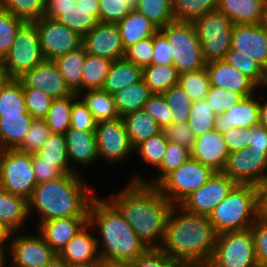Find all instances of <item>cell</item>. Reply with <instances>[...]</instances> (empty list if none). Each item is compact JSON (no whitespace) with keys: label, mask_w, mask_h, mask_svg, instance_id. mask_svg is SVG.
<instances>
[{"label":"cell","mask_w":267,"mask_h":267,"mask_svg":"<svg viewBox=\"0 0 267 267\" xmlns=\"http://www.w3.org/2000/svg\"><path fill=\"white\" fill-rule=\"evenodd\" d=\"M4 115H30L25 105L20 79L12 78L0 92V116Z\"/></svg>","instance_id":"b9f144b4"},{"label":"cell","mask_w":267,"mask_h":267,"mask_svg":"<svg viewBox=\"0 0 267 267\" xmlns=\"http://www.w3.org/2000/svg\"><path fill=\"white\" fill-rule=\"evenodd\" d=\"M162 95L171 109L172 123H187L193 101L186 92L176 85L162 93Z\"/></svg>","instance_id":"7dc6e473"},{"label":"cell","mask_w":267,"mask_h":267,"mask_svg":"<svg viewBox=\"0 0 267 267\" xmlns=\"http://www.w3.org/2000/svg\"><path fill=\"white\" fill-rule=\"evenodd\" d=\"M12 77L7 73L5 67L0 63V92L11 81Z\"/></svg>","instance_id":"8c879c8a"},{"label":"cell","mask_w":267,"mask_h":267,"mask_svg":"<svg viewBox=\"0 0 267 267\" xmlns=\"http://www.w3.org/2000/svg\"><path fill=\"white\" fill-rule=\"evenodd\" d=\"M215 116L216 114L206 98L193 101L187 123L195 138L215 129Z\"/></svg>","instance_id":"bcb514c9"},{"label":"cell","mask_w":267,"mask_h":267,"mask_svg":"<svg viewBox=\"0 0 267 267\" xmlns=\"http://www.w3.org/2000/svg\"><path fill=\"white\" fill-rule=\"evenodd\" d=\"M134 9L159 29L174 21L172 0H138Z\"/></svg>","instance_id":"ee69618b"},{"label":"cell","mask_w":267,"mask_h":267,"mask_svg":"<svg viewBox=\"0 0 267 267\" xmlns=\"http://www.w3.org/2000/svg\"><path fill=\"white\" fill-rule=\"evenodd\" d=\"M252 267H267V265H265V264H256V265H254Z\"/></svg>","instance_id":"67dfc351"},{"label":"cell","mask_w":267,"mask_h":267,"mask_svg":"<svg viewBox=\"0 0 267 267\" xmlns=\"http://www.w3.org/2000/svg\"><path fill=\"white\" fill-rule=\"evenodd\" d=\"M215 173L209 166L189 157L169 173L156 187L173 205H180L192 192L199 189Z\"/></svg>","instance_id":"9c48e42d"},{"label":"cell","mask_w":267,"mask_h":267,"mask_svg":"<svg viewBox=\"0 0 267 267\" xmlns=\"http://www.w3.org/2000/svg\"><path fill=\"white\" fill-rule=\"evenodd\" d=\"M250 230L254 240L256 262L267 265V222L258 217Z\"/></svg>","instance_id":"94428289"},{"label":"cell","mask_w":267,"mask_h":267,"mask_svg":"<svg viewBox=\"0 0 267 267\" xmlns=\"http://www.w3.org/2000/svg\"><path fill=\"white\" fill-rule=\"evenodd\" d=\"M88 224L102 236L97 244L106 264L133 262L147 250L119 210L106 198L93 197L88 209Z\"/></svg>","instance_id":"3957f363"},{"label":"cell","mask_w":267,"mask_h":267,"mask_svg":"<svg viewBox=\"0 0 267 267\" xmlns=\"http://www.w3.org/2000/svg\"><path fill=\"white\" fill-rule=\"evenodd\" d=\"M83 46L53 60L58 66L68 86L78 95L82 92V71L86 59Z\"/></svg>","instance_id":"836d02e7"},{"label":"cell","mask_w":267,"mask_h":267,"mask_svg":"<svg viewBox=\"0 0 267 267\" xmlns=\"http://www.w3.org/2000/svg\"><path fill=\"white\" fill-rule=\"evenodd\" d=\"M33 120L31 115L0 116V150L17 149Z\"/></svg>","instance_id":"1f68e13d"},{"label":"cell","mask_w":267,"mask_h":267,"mask_svg":"<svg viewBox=\"0 0 267 267\" xmlns=\"http://www.w3.org/2000/svg\"><path fill=\"white\" fill-rule=\"evenodd\" d=\"M168 140L163 132L140 143L134 150L139 153L142 160L158 168L165 155Z\"/></svg>","instance_id":"f907efd6"},{"label":"cell","mask_w":267,"mask_h":267,"mask_svg":"<svg viewBox=\"0 0 267 267\" xmlns=\"http://www.w3.org/2000/svg\"><path fill=\"white\" fill-rule=\"evenodd\" d=\"M229 155L223 135L213 129L195 138L191 157L209 166L215 172H221Z\"/></svg>","instance_id":"7402d4cb"},{"label":"cell","mask_w":267,"mask_h":267,"mask_svg":"<svg viewBox=\"0 0 267 267\" xmlns=\"http://www.w3.org/2000/svg\"><path fill=\"white\" fill-rule=\"evenodd\" d=\"M251 152L267 153V129L261 126L250 128Z\"/></svg>","instance_id":"003e7915"},{"label":"cell","mask_w":267,"mask_h":267,"mask_svg":"<svg viewBox=\"0 0 267 267\" xmlns=\"http://www.w3.org/2000/svg\"><path fill=\"white\" fill-rule=\"evenodd\" d=\"M219 0H172L174 21L193 22L206 13L217 10Z\"/></svg>","instance_id":"60d3db41"},{"label":"cell","mask_w":267,"mask_h":267,"mask_svg":"<svg viewBox=\"0 0 267 267\" xmlns=\"http://www.w3.org/2000/svg\"><path fill=\"white\" fill-rule=\"evenodd\" d=\"M141 79L142 68L123 57L112 62L102 90L113 95Z\"/></svg>","instance_id":"4dcf8cb0"},{"label":"cell","mask_w":267,"mask_h":267,"mask_svg":"<svg viewBox=\"0 0 267 267\" xmlns=\"http://www.w3.org/2000/svg\"><path fill=\"white\" fill-rule=\"evenodd\" d=\"M98 5L101 23L117 24L132 10L124 0H99Z\"/></svg>","instance_id":"11a10c76"},{"label":"cell","mask_w":267,"mask_h":267,"mask_svg":"<svg viewBox=\"0 0 267 267\" xmlns=\"http://www.w3.org/2000/svg\"><path fill=\"white\" fill-rule=\"evenodd\" d=\"M217 10L234 24H257L263 22L264 0H219Z\"/></svg>","instance_id":"83f0119b"},{"label":"cell","mask_w":267,"mask_h":267,"mask_svg":"<svg viewBox=\"0 0 267 267\" xmlns=\"http://www.w3.org/2000/svg\"><path fill=\"white\" fill-rule=\"evenodd\" d=\"M99 0H77L67 9H46L45 17L57 20L81 36L91 31L98 23Z\"/></svg>","instance_id":"ffe728a7"},{"label":"cell","mask_w":267,"mask_h":267,"mask_svg":"<svg viewBox=\"0 0 267 267\" xmlns=\"http://www.w3.org/2000/svg\"><path fill=\"white\" fill-rule=\"evenodd\" d=\"M106 267H135L133 262H112L109 264H106Z\"/></svg>","instance_id":"b9fcfbb0"},{"label":"cell","mask_w":267,"mask_h":267,"mask_svg":"<svg viewBox=\"0 0 267 267\" xmlns=\"http://www.w3.org/2000/svg\"><path fill=\"white\" fill-rule=\"evenodd\" d=\"M32 168L37 179V184L58 179L64 175L54 164L32 163Z\"/></svg>","instance_id":"03108f58"},{"label":"cell","mask_w":267,"mask_h":267,"mask_svg":"<svg viewBox=\"0 0 267 267\" xmlns=\"http://www.w3.org/2000/svg\"><path fill=\"white\" fill-rule=\"evenodd\" d=\"M222 135L229 153L249 147L250 128L241 129L235 127Z\"/></svg>","instance_id":"e7e4bbea"},{"label":"cell","mask_w":267,"mask_h":267,"mask_svg":"<svg viewBox=\"0 0 267 267\" xmlns=\"http://www.w3.org/2000/svg\"><path fill=\"white\" fill-rule=\"evenodd\" d=\"M261 102H260V118H259V126L264 127L267 129V101L263 103L264 96L260 95Z\"/></svg>","instance_id":"2644e50d"},{"label":"cell","mask_w":267,"mask_h":267,"mask_svg":"<svg viewBox=\"0 0 267 267\" xmlns=\"http://www.w3.org/2000/svg\"><path fill=\"white\" fill-rule=\"evenodd\" d=\"M208 218L218 234L249 229L258 218L256 186L236 184Z\"/></svg>","instance_id":"5b68a950"},{"label":"cell","mask_w":267,"mask_h":267,"mask_svg":"<svg viewBox=\"0 0 267 267\" xmlns=\"http://www.w3.org/2000/svg\"><path fill=\"white\" fill-rule=\"evenodd\" d=\"M189 157H191V152L184 148L182 145L177 143H172L168 141L165 155L160 166L157 168L158 176L148 182L143 177L136 176L129 182L132 183H144L149 186H157L169 173L176 170L180 165H182Z\"/></svg>","instance_id":"74e56055"},{"label":"cell","mask_w":267,"mask_h":267,"mask_svg":"<svg viewBox=\"0 0 267 267\" xmlns=\"http://www.w3.org/2000/svg\"><path fill=\"white\" fill-rule=\"evenodd\" d=\"M108 200L119 210L147 249H159L168 215L174 205L156 186L129 182ZM155 240H158L157 243Z\"/></svg>","instance_id":"7a4b0ae2"},{"label":"cell","mask_w":267,"mask_h":267,"mask_svg":"<svg viewBox=\"0 0 267 267\" xmlns=\"http://www.w3.org/2000/svg\"><path fill=\"white\" fill-rule=\"evenodd\" d=\"M37 185L32 154L17 149L0 150V187L26 200Z\"/></svg>","instance_id":"ba28073f"},{"label":"cell","mask_w":267,"mask_h":267,"mask_svg":"<svg viewBox=\"0 0 267 267\" xmlns=\"http://www.w3.org/2000/svg\"><path fill=\"white\" fill-rule=\"evenodd\" d=\"M217 237L218 233L208 217L188 213L181 206L174 205L159 249L183 267H205L213 254Z\"/></svg>","instance_id":"6da1fadb"},{"label":"cell","mask_w":267,"mask_h":267,"mask_svg":"<svg viewBox=\"0 0 267 267\" xmlns=\"http://www.w3.org/2000/svg\"><path fill=\"white\" fill-rule=\"evenodd\" d=\"M11 234L12 232L0 223V247H7L5 244L8 240L11 241Z\"/></svg>","instance_id":"753ad0ef"},{"label":"cell","mask_w":267,"mask_h":267,"mask_svg":"<svg viewBox=\"0 0 267 267\" xmlns=\"http://www.w3.org/2000/svg\"><path fill=\"white\" fill-rule=\"evenodd\" d=\"M142 79L152 94H162L178 85L179 72L174 65L151 64L142 68Z\"/></svg>","instance_id":"8d00e7d4"},{"label":"cell","mask_w":267,"mask_h":267,"mask_svg":"<svg viewBox=\"0 0 267 267\" xmlns=\"http://www.w3.org/2000/svg\"><path fill=\"white\" fill-rule=\"evenodd\" d=\"M235 185L236 183L222 172H215L205 184L192 192L179 206L188 213L209 217Z\"/></svg>","instance_id":"9a60e30c"},{"label":"cell","mask_w":267,"mask_h":267,"mask_svg":"<svg viewBox=\"0 0 267 267\" xmlns=\"http://www.w3.org/2000/svg\"><path fill=\"white\" fill-rule=\"evenodd\" d=\"M13 234L7 250L12 259L8 267H44L57 255L40 233L38 236L18 233L16 237Z\"/></svg>","instance_id":"2e32d148"},{"label":"cell","mask_w":267,"mask_h":267,"mask_svg":"<svg viewBox=\"0 0 267 267\" xmlns=\"http://www.w3.org/2000/svg\"><path fill=\"white\" fill-rule=\"evenodd\" d=\"M52 134L45 119H33L22 144L17 150L30 154L37 153Z\"/></svg>","instance_id":"816d5d0a"},{"label":"cell","mask_w":267,"mask_h":267,"mask_svg":"<svg viewBox=\"0 0 267 267\" xmlns=\"http://www.w3.org/2000/svg\"><path fill=\"white\" fill-rule=\"evenodd\" d=\"M0 6L24 22H35L45 16L47 0H0Z\"/></svg>","instance_id":"7bdbcfd3"},{"label":"cell","mask_w":267,"mask_h":267,"mask_svg":"<svg viewBox=\"0 0 267 267\" xmlns=\"http://www.w3.org/2000/svg\"><path fill=\"white\" fill-rule=\"evenodd\" d=\"M34 23L45 60H55L82 46V36L55 19L44 16Z\"/></svg>","instance_id":"7c38bea8"},{"label":"cell","mask_w":267,"mask_h":267,"mask_svg":"<svg viewBox=\"0 0 267 267\" xmlns=\"http://www.w3.org/2000/svg\"><path fill=\"white\" fill-rule=\"evenodd\" d=\"M7 249H9V247H0V267H8L5 262H6V254H8L6 251ZM6 265V266H5Z\"/></svg>","instance_id":"2a66077c"},{"label":"cell","mask_w":267,"mask_h":267,"mask_svg":"<svg viewBox=\"0 0 267 267\" xmlns=\"http://www.w3.org/2000/svg\"><path fill=\"white\" fill-rule=\"evenodd\" d=\"M173 53V65L179 73L206 67L200 41L192 22L173 21L159 29Z\"/></svg>","instance_id":"52a82bcc"},{"label":"cell","mask_w":267,"mask_h":267,"mask_svg":"<svg viewBox=\"0 0 267 267\" xmlns=\"http://www.w3.org/2000/svg\"><path fill=\"white\" fill-rule=\"evenodd\" d=\"M124 50L142 39L154 36L159 28L143 14L132 9L117 23Z\"/></svg>","instance_id":"f546056e"},{"label":"cell","mask_w":267,"mask_h":267,"mask_svg":"<svg viewBox=\"0 0 267 267\" xmlns=\"http://www.w3.org/2000/svg\"><path fill=\"white\" fill-rule=\"evenodd\" d=\"M267 171V153L251 152L249 147L229 153L223 174L236 184L257 186L265 179Z\"/></svg>","instance_id":"5bb4252c"},{"label":"cell","mask_w":267,"mask_h":267,"mask_svg":"<svg viewBox=\"0 0 267 267\" xmlns=\"http://www.w3.org/2000/svg\"><path fill=\"white\" fill-rule=\"evenodd\" d=\"M19 79L23 84V88L42 90L52 99L63 98L75 93L68 86L53 60H44Z\"/></svg>","instance_id":"ac0fdd59"},{"label":"cell","mask_w":267,"mask_h":267,"mask_svg":"<svg viewBox=\"0 0 267 267\" xmlns=\"http://www.w3.org/2000/svg\"><path fill=\"white\" fill-rule=\"evenodd\" d=\"M88 223V217H66L39 224L40 233L52 250L59 254L76 233Z\"/></svg>","instance_id":"cb8c5ba5"},{"label":"cell","mask_w":267,"mask_h":267,"mask_svg":"<svg viewBox=\"0 0 267 267\" xmlns=\"http://www.w3.org/2000/svg\"><path fill=\"white\" fill-rule=\"evenodd\" d=\"M143 110L156 121L161 129L172 124L171 109L162 94H152L144 104Z\"/></svg>","instance_id":"9f6ffc18"},{"label":"cell","mask_w":267,"mask_h":267,"mask_svg":"<svg viewBox=\"0 0 267 267\" xmlns=\"http://www.w3.org/2000/svg\"><path fill=\"white\" fill-rule=\"evenodd\" d=\"M82 179L73 173L37 184L28 200V214L33 210L39 213L38 225L57 218L88 217L95 193Z\"/></svg>","instance_id":"277c9868"},{"label":"cell","mask_w":267,"mask_h":267,"mask_svg":"<svg viewBox=\"0 0 267 267\" xmlns=\"http://www.w3.org/2000/svg\"><path fill=\"white\" fill-rule=\"evenodd\" d=\"M211 86H217L242 94L244 97L252 96L259 87L247 76L240 73L233 66L223 60L206 64Z\"/></svg>","instance_id":"603a6c76"},{"label":"cell","mask_w":267,"mask_h":267,"mask_svg":"<svg viewBox=\"0 0 267 267\" xmlns=\"http://www.w3.org/2000/svg\"><path fill=\"white\" fill-rule=\"evenodd\" d=\"M153 50L154 45L152 36L142 39L136 44L125 49L124 58L135 65L144 68L152 64Z\"/></svg>","instance_id":"6f0895ef"},{"label":"cell","mask_w":267,"mask_h":267,"mask_svg":"<svg viewBox=\"0 0 267 267\" xmlns=\"http://www.w3.org/2000/svg\"><path fill=\"white\" fill-rule=\"evenodd\" d=\"M64 136L66 139L69 165L73 162L78 163V165L81 164L83 167H89L99 159L95 131L69 128Z\"/></svg>","instance_id":"d4e9b609"},{"label":"cell","mask_w":267,"mask_h":267,"mask_svg":"<svg viewBox=\"0 0 267 267\" xmlns=\"http://www.w3.org/2000/svg\"><path fill=\"white\" fill-rule=\"evenodd\" d=\"M152 64L173 65V53L165 35L158 30L153 36Z\"/></svg>","instance_id":"be15d7a7"},{"label":"cell","mask_w":267,"mask_h":267,"mask_svg":"<svg viewBox=\"0 0 267 267\" xmlns=\"http://www.w3.org/2000/svg\"><path fill=\"white\" fill-rule=\"evenodd\" d=\"M67 267H106V263L101 259L88 263H67Z\"/></svg>","instance_id":"34e18365"},{"label":"cell","mask_w":267,"mask_h":267,"mask_svg":"<svg viewBox=\"0 0 267 267\" xmlns=\"http://www.w3.org/2000/svg\"><path fill=\"white\" fill-rule=\"evenodd\" d=\"M78 97L88 107L97 123L115 120L120 117L113 95L102 89L85 90L80 92Z\"/></svg>","instance_id":"e575fe53"},{"label":"cell","mask_w":267,"mask_h":267,"mask_svg":"<svg viewBox=\"0 0 267 267\" xmlns=\"http://www.w3.org/2000/svg\"><path fill=\"white\" fill-rule=\"evenodd\" d=\"M32 163L54 164L63 174L79 173L69 165L66 139L63 134H51L40 150L32 154Z\"/></svg>","instance_id":"f1b7e54d"},{"label":"cell","mask_w":267,"mask_h":267,"mask_svg":"<svg viewBox=\"0 0 267 267\" xmlns=\"http://www.w3.org/2000/svg\"><path fill=\"white\" fill-rule=\"evenodd\" d=\"M178 86L192 101L204 99L210 88V79L206 68L179 73Z\"/></svg>","instance_id":"f6af8a7d"},{"label":"cell","mask_w":267,"mask_h":267,"mask_svg":"<svg viewBox=\"0 0 267 267\" xmlns=\"http://www.w3.org/2000/svg\"><path fill=\"white\" fill-rule=\"evenodd\" d=\"M95 137L98 158H104L112 165L115 161L125 160L129 154H132L131 152L135 151L121 117L111 121L98 122Z\"/></svg>","instance_id":"4fadbf2b"},{"label":"cell","mask_w":267,"mask_h":267,"mask_svg":"<svg viewBox=\"0 0 267 267\" xmlns=\"http://www.w3.org/2000/svg\"><path fill=\"white\" fill-rule=\"evenodd\" d=\"M76 1L73 0H47L46 9H67L75 6Z\"/></svg>","instance_id":"89a4df30"},{"label":"cell","mask_w":267,"mask_h":267,"mask_svg":"<svg viewBox=\"0 0 267 267\" xmlns=\"http://www.w3.org/2000/svg\"><path fill=\"white\" fill-rule=\"evenodd\" d=\"M162 132L169 142L182 145L190 152L193 150L195 137L188 123H172L162 129Z\"/></svg>","instance_id":"680465c9"},{"label":"cell","mask_w":267,"mask_h":267,"mask_svg":"<svg viewBox=\"0 0 267 267\" xmlns=\"http://www.w3.org/2000/svg\"><path fill=\"white\" fill-rule=\"evenodd\" d=\"M97 122L88 107L78 98L71 109V125L70 128H75L83 131H95Z\"/></svg>","instance_id":"91938a15"},{"label":"cell","mask_w":267,"mask_h":267,"mask_svg":"<svg viewBox=\"0 0 267 267\" xmlns=\"http://www.w3.org/2000/svg\"><path fill=\"white\" fill-rule=\"evenodd\" d=\"M44 60L36 24L25 22L18 30L8 55L1 63L13 79H19Z\"/></svg>","instance_id":"8fae6325"},{"label":"cell","mask_w":267,"mask_h":267,"mask_svg":"<svg viewBox=\"0 0 267 267\" xmlns=\"http://www.w3.org/2000/svg\"><path fill=\"white\" fill-rule=\"evenodd\" d=\"M258 217L267 222V179L257 186Z\"/></svg>","instance_id":"a7ac6f4b"},{"label":"cell","mask_w":267,"mask_h":267,"mask_svg":"<svg viewBox=\"0 0 267 267\" xmlns=\"http://www.w3.org/2000/svg\"><path fill=\"white\" fill-rule=\"evenodd\" d=\"M266 87L267 86V68L265 69V75H264V81H263V84H262V87Z\"/></svg>","instance_id":"deb4b68c"},{"label":"cell","mask_w":267,"mask_h":267,"mask_svg":"<svg viewBox=\"0 0 267 267\" xmlns=\"http://www.w3.org/2000/svg\"><path fill=\"white\" fill-rule=\"evenodd\" d=\"M76 93L63 98L53 99L45 117L52 134H65L71 125V109L78 99Z\"/></svg>","instance_id":"f35d334b"},{"label":"cell","mask_w":267,"mask_h":267,"mask_svg":"<svg viewBox=\"0 0 267 267\" xmlns=\"http://www.w3.org/2000/svg\"><path fill=\"white\" fill-rule=\"evenodd\" d=\"M200 41L204 62L223 60L231 48L234 23L218 10L192 22Z\"/></svg>","instance_id":"8992f818"},{"label":"cell","mask_w":267,"mask_h":267,"mask_svg":"<svg viewBox=\"0 0 267 267\" xmlns=\"http://www.w3.org/2000/svg\"><path fill=\"white\" fill-rule=\"evenodd\" d=\"M23 93L27 111L33 119H45L53 99L35 88H23Z\"/></svg>","instance_id":"f5cc1de1"},{"label":"cell","mask_w":267,"mask_h":267,"mask_svg":"<svg viewBox=\"0 0 267 267\" xmlns=\"http://www.w3.org/2000/svg\"><path fill=\"white\" fill-rule=\"evenodd\" d=\"M24 23L0 6V62L8 55L17 32Z\"/></svg>","instance_id":"681fc988"},{"label":"cell","mask_w":267,"mask_h":267,"mask_svg":"<svg viewBox=\"0 0 267 267\" xmlns=\"http://www.w3.org/2000/svg\"><path fill=\"white\" fill-rule=\"evenodd\" d=\"M82 46L87 54L112 61L124 57V48L117 24L99 22L91 31L82 36Z\"/></svg>","instance_id":"d6986e66"},{"label":"cell","mask_w":267,"mask_h":267,"mask_svg":"<svg viewBox=\"0 0 267 267\" xmlns=\"http://www.w3.org/2000/svg\"><path fill=\"white\" fill-rule=\"evenodd\" d=\"M231 49L256 61L266 69L267 27L263 23L234 24Z\"/></svg>","instance_id":"e0dca14e"},{"label":"cell","mask_w":267,"mask_h":267,"mask_svg":"<svg viewBox=\"0 0 267 267\" xmlns=\"http://www.w3.org/2000/svg\"><path fill=\"white\" fill-rule=\"evenodd\" d=\"M112 60L87 54L82 71V92L102 89Z\"/></svg>","instance_id":"ab89813d"},{"label":"cell","mask_w":267,"mask_h":267,"mask_svg":"<svg viewBox=\"0 0 267 267\" xmlns=\"http://www.w3.org/2000/svg\"><path fill=\"white\" fill-rule=\"evenodd\" d=\"M133 263L135 267H183L160 249H147Z\"/></svg>","instance_id":"6125c7cd"},{"label":"cell","mask_w":267,"mask_h":267,"mask_svg":"<svg viewBox=\"0 0 267 267\" xmlns=\"http://www.w3.org/2000/svg\"><path fill=\"white\" fill-rule=\"evenodd\" d=\"M124 2L127 3L132 9L135 8V5L137 4L138 0H124Z\"/></svg>","instance_id":"979ff035"},{"label":"cell","mask_w":267,"mask_h":267,"mask_svg":"<svg viewBox=\"0 0 267 267\" xmlns=\"http://www.w3.org/2000/svg\"><path fill=\"white\" fill-rule=\"evenodd\" d=\"M223 61L233 66L243 75L251 79L258 87H261L264 81L265 69L256 61L242 56L238 51L230 48Z\"/></svg>","instance_id":"c3c4849f"},{"label":"cell","mask_w":267,"mask_h":267,"mask_svg":"<svg viewBox=\"0 0 267 267\" xmlns=\"http://www.w3.org/2000/svg\"><path fill=\"white\" fill-rule=\"evenodd\" d=\"M256 94L245 97L239 103L228 108L225 113L215 116V130L221 134L235 127L241 129L259 126L260 100Z\"/></svg>","instance_id":"44dd1931"},{"label":"cell","mask_w":267,"mask_h":267,"mask_svg":"<svg viewBox=\"0 0 267 267\" xmlns=\"http://www.w3.org/2000/svg\"><path fill=\"white\" fill-rule=\"evenodd\" d=\"M250 228L218 234L213 254L205 267H252L256 265Z\"/></svg>","instance_id":"30bf717a"},{"label":"cell","mask_w":267,"mask_h":267,"mask_svg":"<svg viewBox=\"0 0 267 267\" xmlns=\"http://www.w3.org/2000/svg\"><path fill=\"white\" fill-rule=\"evenodd\" d=\"M205 98L207 102H209L214 113L217 115L225 113L228 108L239 103L245 97L242 94L234 91L210 85L209 91Z\"/></svg>","instance_id":"db71d44e"},{"label":"cell","mask_w":267,"mask_h":267,"mask_svg":"<svg viewBox=\"0 0 267 267\" xmlns=\"http://www.w3.org/2000/svg\"><path fill=\"white\" fill-rule=\"evenodd\" d=\"M44 267H67V262L63 260L58 254Z\"/></svg>","instance_id":"11e5206c"},{"label":"cell","mask_w":267,"mask_h":267,"mask_svg":"<svg viewBox=\"0 0 267 267\" xmlns=\"http://www.w3.org/2000/svg\"><path fill=\"white\" fill-rule=\"evenodd\" d=\"M87 223L58 254L67 263H88L101 260L97 238L88 230Z\"/></svg>","instance_id":"484cf974"},{"label":"cell","mask_w":267,"mask_h":267,"mask_svg":"<svg viewBox=\"0 0 267 267\" xmlns=\"http://www.w3.org/2000/svg\"><path fill=\"white\" fill-rule=\"evenodd\" d=\"M29 217L28 200L0 187V223L12 233H18Z\"/></svg>","instance_id":"4316f807"},{"label":"cell","mask_w":267,"mask_h":267,"mask_svg":"<svg viewBox=\"0 0 267 267\" xmlns=\"http://www.w3.org/2000/svg\"><path fill=\"white\" fill-rule=\"evenodd\" d=\"M262 23L267 27V0H264V17Z\"/></svg>","instance_id":"09005b40"},{"label":"cell","mask_w":267,"mask_h":267,"mask_svg":"<svg viewBox=\"0 0 267 267\" xmlns=\"http://www.w3.org/2000/svg\"><path fill=\"white\" fill-rule=\"evenodd\" d=\"M151 95L143 79L116 92L113 97L119 116L143 109Z\"/></svg>","instance_id":"d590c367"},{"label":"cell","mask_w":267,"mask_h":267,"mask_svg":"<svg viewBox=\"0 0 267 267\" xmlns=\"http://www.w3.org/2000/svg\"><path fill=\"white\" fill-rule=\"evenodd\" d=\"M122 119L134 149L143 141L162 132L156 121L143 109L127 114Z\"/></svg>","instance_id":"d6a6232c"}]
</instances>
